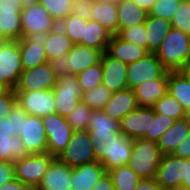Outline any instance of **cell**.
<instances>
[{
	"mask_svg": "<svg viewBox=\"0 0 190 190\" xmlns=\"http://www.w3.org/2000/svg\"><path fill=\"white\" fill-rule=\"evenodd\" d=\"M96 161L100 162L106 172L113 168L127 165L132 153L133 140L122 133L112 136L97 137L93 140Z\"/></svg>",
	"mask_w": 190,
	"mask_h": 190,
	"instance_id": "cell-1",
	"label": "cell"
},
{
	"mask_svg": "<svg viewBox=\"0 0 190 190\" xmlns=\"http://www.w3.org/2000/svg\"><path fill=\"white\" fill-rule=\"evenodd\" d=\"M155 54L168 71H180L190 62L189 34L172 27Z\"/></svg>",
	"mask_w": 190,
	"mask_h": 190,
	"instance_id": "cell-2",
	"label": "cell"
},
{
	"mask_svg": "<svg viewBox=\"0 0 190 190\" xmlns=\"http://www.w3.org/2000/svg\"><path fill=\"white\" fill-rule=\"evenodd\" d=\"M162 153L157 142L138 138L133 140L128 166L140 179L154 178Z\"/></svg>",
	"mask_w": 190,
	"mask_h": 190,
	"instance_id": "cell-3",
	"label": "cell"
},
{
	"mask_svg": "<svg viewBox=\"0 0 190 190\" xmlns=\"http://www.w3.org/2000/svg\"><path fill=\"white\" fill-rule=\"evenodd\" d=\"M92 142L88 130L74 131L68 145L57 158L70 167L95 162V148Z\"/></svg>",
	"mask_w": 190,
	"mask_h": 190,
	"instance_id": "cell-4",
	"label": "cell"
},
{
	"mask_svg": "<svg viewBox=\"0 0 190 190\" xmlns=\"http://www.w3.org/2000/svg\"><path fill=\"white\" fill-rule=\"evenodd\" d=\"M56 157L49 152L29 154L28 156L14 161L15 178L26 185L37 188L51 162Z\"/></svg>",
	"mask_w": 190,
	"mask_h": 190,
	"instance_id": "cell-5",
	"label": "cell"
},
{
	"mask_svg": "<svg viewBox=\"0 0 190 190\" xmlns=\"http://www.w3.org/2000/svg\"><path fill=\"white\" fill-rule=\"evenodd\" d=\"M57 26L58 22L40 3L26 6L21 12L22 37H43Z\"/></svg>",
	"mask_w": 190,
	"mask_h": 190,
	"instance_id": "cell-6",
	"label": "cell"
},
{
	"mask_svg": "<svg viewBox=\"0 0 190 190\" xmlns=\"http://www.w3.org/2000/svg\"><path fill=\"white\" fill-rule=\"evenodd\" d=\"M42 121L47 135V152L57 157L68 145L74 129L66 117L58 113L43 116Z\"/></svg>",
	"mask_w": 190,
	"mask_h": 190,
	"instance_id": "cell-7",
	"label": "cell"
},
{
	"mask_svg": "<svg viewBox=\"0 0 190 190\" xmlns=\"http://www.w3.org/2000/svg\"><path fill=\"white\" fill-rule=\"evenodd\" d=\"M82 94L76 75L58 78L53 88L55 112L67 117L81 101Z\"/></svg>",
	"mask_w": 190,
	"mask_h": 190,
	"instance_id": "cell-8",
	"label": "cell"
},
{
	"mask_svg": "<svg viewBox=\"0 0 190 190\" xmlns=\"http://www.w3.org/2000/svg\"><path fill=\"white\" fill-rule=\"evenodd\" d=\"M168 70L155 53H148L138 61L127 65V86L134 89L145 81L161 78Z\"/></svg>",
	"mask_w": 190,
	"mask_h": 190,
	"instance_id": "cell-9",
	"label": "cell"
},
{
	"mask_svg": "<svg viewBox=\"0 0 190 190\" xmlns=\"http://www.w3.org/2000/svg\"><path fill=\"white\" fill-rule=\"evenodd\" d=\"M23 68L18 41H7L0 45V83L15 89Z\"/></svg>",
	"mask_w": 190,
	"mask_h": 190,
	"instance_id": "cell-10",
	"label": "cell"
},
{
	"mask_svg": "<svg viewBox=\"0 0 190 190\" xmlns=\"http://www.w3.org/2000/svg\"><path fill=\"white\" fill-rule=\"evenodd\" d=\"M154 178L160 188L179 190L185 178V158L162 155Z\"/></svg>",
	"mask_w": 190,
	"mask_h": 190,
	"instance_id": "cell-11",
	"label": "cell"
},
{
	"mask_svg": "<svg viewBox=\"0 0 190 190\" xmlns=\"http://www.w3.org/2000/svg\"><path fill=\"white\" fill-rule=\"evenodd\" d=\"M57 79L47 61L31 69L23 70L15 91L51 90L55 87Z\"/></svg>",
	"mask_w": 190,
	"mask_h": 190,
	"instance_id": "cell-12",
	"label": "cell"
},
{
	"mask_svg": "<svg viewBox=\"0 0 190 190\" xmlns=\"http://www.w3.org/2000/svg\"><path fill=\"white\" fill-rule=\"evenodd\" d=\"M15 92L17 104L22 107L28 115L43 117L56 113L53 89Z\"/></svg>",
	"mask_w": 190,
	"mask_h": 190,
	"instance_id": "cell-13",
	"label": "cell"
},
{
	"mask_svg": "<svg viewBox=\"0 0 190 190\" xmlns=\"http://www.w3.org/2000/svg\"><path fill=\"white\" fill-rule=\"evenodd\" d=\"M19 137L29 154L47 152V135L42 117L27 114Z\"/></svg>",
	"mask_w": 190,
	"mask_h": 190,
	"instance_id": "cell-14",
	"label": "cell"
},
{
	"mask_svg": "<svg viewBox=\"0 0 190 190\" xmlns=\"http://www.w3.org/2000/svg\"><path fill=\"white\" fill-rule=\"evenodd\" d=\"M153 107H137L119 122L120 131L132 140L143 138L150 133L151 119H154Z\"/></svg>",
	"mask_w": 190,
	"mask_h": 190,
	"instance_id": "cell-15",
	"label": "cell"
},
{
	"mask_svg": "<svg viewBox=\"0 0 190 190\" xmlns=\"http://www.w3.org/2000/svg\"><path fill=\"white\" fill-rule=\"evenodd\" d=\"M101 64L103 70L102 84L112 92L128 88L127 86V64L114 59L106 52L102 54Z\"/></svg>",
	"mask_w": 190,
	"mask_h": 190,
	"instance_id": "cell-16",
	"label": "cell"
},
{
	"mask_svg": "<svg viewBox=\"0 0 190 190\" xmlns=\"http://www.w3.org/2000/svg\"><path fill=\"white\" fill-rule=\"evenodd\" d=\"M72 167L57 157L51 162L37 190H72Z\"/></svg>",
	"mask_w": 190,
	"mask_h": 190,
	"instance_id": "cell-17",
	"label": "cell"
},
{
	"mask_svg": "<svg viewBox=\"0 0 190 190\" xmlns=\"http://www.w3.org/2000/svg\"><path fill=\"white\" fill-rule=\"evenodd\" d=\"M167 86L168 71L161 78L145 81L134 88L138 107H153L167 93Z\"/></svg>",
	"mask_w": 190,
	"mask_h": 190,
	"instance_id": "cell-18",
	"label": "cell"
},
{
	"mask_svg": "<svg viewBox=\"0 0 190 190\" xmlns=\"http://www.w3.org/2000/svg\"><path fill=\"white\" fill-rule=\"evenodd\" d=\"M138 107L133 89L126 88L113 92L102 111L110 118L120 122L123 117Z\"/></svg>",
	"mask_w": 190,
	"mask_h": 190,
	"instance_id": "cell-19",
	"label": "cell"
},
{
	"mask_svg": "<svg viewBox=\"0 0 190 190\" xmlns=\"http://www.w3.org/2000/svg\"><path fill=\"white\" fill-rule=\"evenodd\" d=\"M105 173V168L98 161L72 167V190H92Z\"/></svg>",
	"mask_w": 190,
	"mask_h": 190,
	"instance_id": "cell-20",
	"label": "cell"
},
{
	"mask_svg": "<svg viewBox=\"0 0 190 190\" xmlns=\"http://www.w3.org/2000/svg\"><path fill=\"white\" fill-rule=\"evenodd\" d=\"M18 43L23 70L31 69L48 61L41 37H22Z\"/></svg>",
	"mask_w": 190,
	"mask_h": 190,
	"instance_id": "cell-21",
	"label": "cell"
},
{
	"mask_svg": "<svg viewBox=\"0 0 190 190\" xmlns=\"http://www.w3.org/2000/svg\"><path fill=\"white\" fill-rule=\"evenodd\" d=\"M106 53L124 64H131L146 56L149 51L137 44L128 43L113 35L107 45Z\"/></svg>",
	"mask_w": 190,
	"mask_h": 190,
	"instance_id": "cell-22",
	"label": "cell"
},
{
	"mask_svg": "<svg viewBox=\"0 0 190 190\" xmlns=\"http://www.w3.org/2000/svg\"><path fill=\"white\" fill-rule=\"evenodd\" d=\"M102 54L100 50L74 44L72 49L68 52V65L71 75H78L81 71L99 63Z\"/></svg>",
	"mask_w": 190,
	"mask_h": 190,
	"instance_id": "cell-23",
	"label": "cell"
},
{
	"mask_svg": "<svg viewBox=\"0 0 190 190\" xmlns=\"http://www.w3.org/2000/svg\"><path fill=\"white\" fill-rule=\"evenodd\" d=\"M190 131V124L186 118L175 120L174 124L158 139L162 155L173 154L179 144L186 138Z\"/></svg>",
	"mask_w": 190,
	"mask_h": 190,
	"instance_id": "cell-24",
	"label": "cell"
},
{
	"mask_svg": "<svg viewBox=\"0 0 190 190\" xmlns=\"http://www.w3.org/2000/svg\"><path fill=\"white\" fill-rule=\"evenodd\" d=\"M118 33L123 28H131L146 22L148 12L133 0H121L117 4Z\"/></svg>",
	"mask_w": 190,
	"mask_h": 190,
	"instance_id": "cell-25",
	"label": "cell"
},
{
	"mask_svg": "<svg viewBox=\"0 0 190 190\" xmlns=\"http://www.w3.org/2000/svg\"><path fill=\"white\" fill-rule=\"evenodd\" d=\"M41 38L48 61L58 56H62L63 54H67L74 45L71 39L59 26Z\"/></svg>",
	"mask_w": 190,
	"mask_h": 190,
	"instance_id": "cell-26",
	"label": "cell"
},
{
	"mask_svg": "<svg viewBox=\"0 0 190 190\" xmlns=\"http://www.w3.org/2000/svg\"><path fill=\"white\" fill-rule=\"evenodd\" d=\"M172 24L169 20L148 15L145 22L147 50L155 53L162 40L169 33Z\"/></svg>",
	"mask_w": 190,
	"mask_h": 190,
	"instance_id": "cell-27",
	"label": "cell"
},
{
	"mask_svg": "<svg viewBox=\"0 0 190 190\" xmlns=\"http://www.w3.org/2000/svg\"><path fill=\"white\" fill-rule=\"evenodd\" d=\"M112 36L113 34L108 29L90 19L84 25V37L79 45L91 47L104 53Z\"/></svg>",
	"mask_w": 190,
	"mask_h": 190,
	"instance_id": "cell-28",
	"label": "cell"
},
{
	"mask_svg": "<svg viewBox=\"0 0 190 190\" xmlns=\"http://www.w3.org/2000/svg\"><path fill=\"white\" fill-rule=\"evenodd\" d=\"M93 140L97 137L112 136V133H121L119 122L108 117L102 110H93L87 129Z\"/></svg>",
	"mask_w": 190,
	"mask_h": 190,
	"instance_id": "cell-29",
	"label": "cell"
},
{
	"mask_svg": "<svg viewBox=\"0 0 190 190\" xmlns=\"http://www.w3.org/2000/svg\"><path fill=\"white\" fill-rule=\"evenodd\" d=\"M167 93L176 98L185 112L190 110V82L180 71H168Z\"/></svg>",
	"mask_w": 190,
	"mask_h": 190,
	"instance_id": "cell-30",
	"label": "cell"
},
{
	"mask_svg": "<svg viewBox=\"0 0 190 190\" xmlns=\"http://www.w3.org/2000/svg\"><path fill=\"white\" fill-rule=\"evenodd\" d=\"M91 20L98 22L113 35L118 34L117 4L93 3Z\"/></svg>",
	"mask_w": 190,
	"mask_h": 190,
	"instance_id": "cell-31",
	"label": "cell"
},
{
	"mask_svg": "<svg viewBox=\"0 0 190 190\" xmlns=\"http://www.w3.org/2000/svg\"><path fill=\"white\" fill-rule=\"evenodd\" d=\"M28 155L29 153L23 146V142L19 136L0 135V161L13 163Z\"/></svg>",
	"mask_w": 190,
	"mask_h": 190,
	"instance_id": "cell-32",
	"label": "cell"
},
{
	"mask_svg": "<svg viewBox=\"0 0 190 190\" xmlns=\"http://www.w3.org/2000/svg\"><path fill=\"white\" fill-rule=\"evenodd\" d=\"M21 12L0 11V29L9 41H18L22 38Z\"/></svg>",
	"mask_w": 190,
	"mask_h": 190,
	"instance_id": "cell-33",
	"label": "cell"
},
{
	"mask_svg": "<svg viewBox=\"0 0 190 190\" xmlns=\"http://www.w3.org/2000/svg\"><path fill=\"white\" fill-rule=\"evenodd\" d=\"M108 173L112 178L115 190H133L140 180L128 165L113 168Z\"/></svg>",
	"mask_w": 190,
	"mask_h": 190,
	"instance_id": "cell-34",
	"label": "cell"
},
{
	"mask_svg": "<svg viewBox=\"0 0 190 190\" xmlns=\"http://www.w3.org/2000/svg\"><path fill=\"white\" fill-rule=\"evenodd\" d=\"M112 93L107 87L100 84L91 90L85 91L82 94L81 101L92 110H102L110 100Z\"/></svg>",
	"mask_w": 190,
	"mask_h": 190,
	"instance_id": "cell-35",
	"label": "cell"
},
{
	"mask_svg": "<svg viewBox=\"0 0 190 190\" xmlns=\"http://www.w3.org/2000/svg\"><path fill=\"white\" fill-rule=\"evenodd\" d=\"M87 20L70 13L65 19L58 23V26L66 33L74 44H80L84 37V25Z\"/></svg>",
	"mask_w": 190,
	"mask_h": 190,
	"instance_id": "cell-36",
	"label": "cell"
},
{
	"mask_svg": "<svg viewBox=\"0 0 190 190\" xmlns=\"http://www.w3.org/2000/svg\"><path fill=\"white\" fill-rule=\"evenodd\" d=\"M153 108L155 113L164 114L175 120L185 118L186 115L182 105L169 93H166L159 101H157Z\"/></svg>",
	"mask_w": 190,
	"mask_h": 190,
	"instance_id": "cell-37",
	"label": "cell"
},
{
	"mask_svg": "<svg viewBox=\"0 0 190 190\" xmlns=\"http://www.w3.org/2000/svg\"><path fill=\"white\" fill-rule=\"evenodd\" d=\"M76 77L83 93L102 84L103 70L101 61L81 71Z\"/></svg>",
	"mask_w": 190,
	"mask_h": 190,
	"instance_id": "cell-38",
	"label": "cell"
},
{
	"mask_svg": "<svg viewBox=\"0 0 190 190\" xmlns=\"http://www.w3.org/2000/svg\"><path fill=\"white\" fill-rule=\"evenodd\" d=\"M92 111L91 108L80 101L66 117V120L74 131L87 130L92 117Z\"/></svg>",
	"mask_w": 190,
	"mask_h": 190,
	"instance_id": "cell-39",
	"label": "cell"
},
{
	"mask_svg": "<svg viewBox=\"0 0 190 190\" xmlns=\"http://www.w3.org/2000/svg\"><path fill=\"white\" fill-rule=\"evenodd\" d=\"M39 3L59 23L71 13L73 0H40Z\"/></svg>",
	"mask_w": 190,
	"mask_h": 190,
	"instance_id": "cell-40",
	"label": "cell"
},
{
	"mask_svg": "<svg viewBox=\"0 0 190 190\" xmlns=\"http://www.w3.org/2000/svg\"><path fill=\"white\" fill-rule=\"evenodd\" d=\"M174 122L175 119L169 116L155 113L154 119H151L150 133H146L143 138L157 142L161 135L168 130Z\"/></svg>",
	"mask_w": 190,
	"mask_h": 190,
	"instance_id": "cell-41",
	"label": "cell"
},
{
	"mask_svg": "<svg viewBox=\"0 0 190 190\" xmlns=\"http://www.w3.org/2000/svg\"><path fill=\"white\" fill-rule=\"evenodd\" d=\"M182 0H156L148 15L171 21Z\"/></svg>",
	"mask_w": 190,
	"mask_h": 190,
	"instance_id": "cell-42",
	"label": "cell"
},
{
	"mask_svg": "<svg viewBox=\"0 0 190 190\" xmlns=\"http://www.w3.org/2000/svg\"><path fill=\"white\" fill-rule=\"evenodd\" d=\"M117 36L123 41L137 44L147 49L145 23L131 28H123Z\"/></svg>",
	"mask_w": 190,
	"mask_h": 190,
	"instance_id": "cell-43",
	"label": "cell"
},
{
	"mask_svg": "<svg viewBox=\"0 0 190 190\" xmlns=\"http://www.w3.org/2000/svg\"><path fill=\"white\" fill-rule=\"evenodd\" d=\"M172 27L190 34V5L187 0H182L172 20Z\"/></svg>",
	"mask_w": 190,
	"mask_h": 190,
	"instance_id": "cell-44",
	"label": "cell"
},
{
	"mask_svg": "<svg viewBox=\"0 0 190 190\" xmlns=\"http://www.w3.org/2000/svg\"><path fill=\"white\" fill-rule=\"evenodd\" d=\"M17 105L15 89H8L0 95V117L9 116L11 110Z\"/></svg>",
	"mask_w": 190,
	"mask_h": 190,
	"instance_id": "cell-45",
	"label": "cell"
},
{
	"mask_svg": "<svg viewBox=\"0 0 190 190\" xmlns=\"http://www.w3.org/2000/svg\"><path fill=\"white\" fill-rule=\"evenodd\" d=\"M92 7V0H73L71 13L84 20H90Z\"/></svg>",
	"mask_w": 190,
	"mask_h": 190,
	"instance_id": "cell-46",
	"label": "cell"
},
{
	"mask_svg": "<svg viewBox=\"0 0 190 190\" xmlns=\"http://www.w3.org/2000/svg\"><path fill=\"white\" fill-rule=\"evenodd\" d=\"M48 62L58 78L71 75L68 65L69 64L68 53L53 58Z\"/></svg>",
	"mask_w": 190,
	"mask_h": 190,
	"instance_id": "cell-47",
	"label": "cell"
},
{
	"mask_svg": "<svg viewBox=\"0 0 190 190\" xmlns=\"http://www.w3.org/2000/svg\"><path fill=\"white\" fill-rule=\"evenodd\" d=\"M26 117L27 113L18 104L9 113V118H12V130L14 131L16 136H19L22 130L23 121L26 120Z\"/></svg>",
	"mask_w": 190,
	"mask_h": 190,
	"instance_id": "cell-48",
	"label": "cell"
},
{
	"mask_svg": "<svg viewBox=\"0 0 190 190\" xmlns=\"http://www.w3.org/2000/svg\"><path fill=\"white\" fill-rule=\"evenodd\" d=\"M15 179L14 163L0 161V186Z\"/></svg>",
	"mask_w": 190,
	"mask_h": 190,
	"instance_id": "cell-49",
	"label": "cell"
},
{
	"mask_svg": "<svg viewBox=\"0 0 190 190\" xmlns=\"http://www.w3.org/2000/svg\"><path fill=\"white\" fill-rule=\"evenodd\" d=\"M173 155L185 159L190 158V131L186 138L176 148Z\"/></svg>",
	"mask_w": 190,
	"mask_h": 190,
	"instance_id": "cell-50",
	"label": "cell"
},
{
	"mask_svg": "<svg viewBox=\"0 0 190 190\" xmlns=\"http://www.w3.org/2000/svg\"><path fill=\"white\" fill-rule=\"evenodd\" d=\"M0 190H37V188L26 185L15 178L14 180L1 185Z\"/></svg>",
	"mask_w": 190,
	"mask_h": 190,
	"instance_id": "cell-51",
	"label": "cell"
},
{
	"mask_svg": "<svg viewBox=\"0 0 190 190\" xmlns=\"http://www.w3.org/2000/svg\"><path fill=\"white\" fill-rule=\"evenodd\" d=\"M21 0H0V11H23Z\"/></svg>",
	"mask_w": 190,
	"mask_h": 190,
	"instance_id": "cell-52",
	"label": "cell"
},
{
	"mask_svg": "<svg viewBox=\"0 0 190 190\" xmlns=\"http://www.w3.org/2000/svg\"><path fill=\"white\" fill-rule=\"evenodd\" d=\"M92 190H115L112 178L108 172L101 176Z\"/></svg>",
	"mask_w": 190,
	"mask_h": 190,
	"instance_id": "cell-53",
	"label": "cell"
},
{
	"mask_svg": "<svg viewBox=\"0 0 190 190\" xmlns=\"http://www.w3.org/2000/svg\"><path fill=\"white\" fill-rule=\"evenodd\" d=\"M12 129V118H9V116L0 117V135L14 136L15 133Z\"/></svg>",
	"mask_w": 190,
	"mask_h": 190,
	"instance_id": "cell-54",
	"label": "cell"
},
{
	"mask_svg": "<svg viewBox=\"0 0 190 190\" xmlns=\"http://www.w3.org/2000/svg\"><path fill=\"white\" fill-rule=\"evenodd\" d=\"M159 184L155 178L140 179L133 190H159Z\"/></svg>",
	"mask_w": 190,
	"mask_h": 190,
	"instance_id": "cell-55",
	"label": "cell"
},
{
	"mask_svg": "<svg viewBox=\"0 0 190 190\" xmlns=\"http://www.w3.org/2000/svg\"><path fill=\"white\" fill-rule=\"evenodd\" d=\"M180 189L190 190V158L185 159V178Z\"/></svg>",
	"mask_w": 190,
	"mask_h": 190,
	"instance_id": "cell-56",
	"label": "cell"
},
{
	"mask_svg": "<svg viewBox=\"0 0 190 190\" xmlns=\"http://www.w3.org/2000/svg\"><path fill=\"white\" fill-rule=\"evenodd\" d=\"M133 1L148 13L151 10L154 3L156 2V0H133Z\"/></svg>",
	"mask_w": 190,
	"mask_h": 190,
	"instance_id": "cell-57",
	"label": "cell"
},
{
	"mask_svg": "<svg viewBox=\"0 0 190 190\" xmlns=\"http://www.w3.org/2000/svg\"><path fill=\"white\" fill-rule=\"evenodd\" d=\"M180 72L190 82V62L183 69H181Z\"/></svg>",
	"mask_w": 190,
	"mask_h": 190,
	"instance_id": "cell-58",
	"label": "cell"
},
{
	"mask_svg": "<svg viewBox=\"0 0 190 190\" xmlns=\"http://www.w3.org/2000/svg\"><path fill=\"white\" fill-rule=\"evenodd\" d=\"M23 7L30 6L35 3H39L40 0H21Z\"/></svg>",
	"mask_w": 190,
	"mask_h": 190,
	"instance_id": "cell-59",
	"label": "cell"
},
{
	"mask_svg": "<svg viewBox=\"0 0 190 190\" xmlns=\"http://www.w3.org/2000/svg\"><path fill=\"white\" fill-rule=\"evenodd\" d=\"M121 0H92L93 3H114L118 4Z\"/></svg>",
	"mask_w": 190,
	"mask_h": 190,
	"instance_id": "cell-60",
	"label": "cell"
},
{
	"mask_svg": "<svg viewBox=\"0 0 190 190\" xmlns=\"http://www.w3.org/2000/svg\"><path fill=\"white\" fill-rule=\"evenodd\" d=\"M9 88L4 85L3 83H0V95L4 94Z\"/></svg>",
	"mask_w": 190,
	"mask_h": 190,
	"instance_id": "cell-61",
	"label": "cell"
},
{
	"mask_svg": "<svg viewBox=\"0 0 190 190\" xmlns=\"http://www.w3.org/2000/svg\"><path fill=\"white\" fill-rule=\"evenodd\" d=\"M8 40L4 37L3 33L1 32L0 29V45L3 44L4 42H7Z\"/></svg>",
	"mask_w": 190,
	"mask_h": 190,
	"instance_id": "cell-62",
	"label": "cell"
},
{
	"mask_svg": "<svg viewBox=\"0 0 190 190\" xmlns=\"http://www.w3.org/2000/svg\"><path fill=\"white\" fill-rule=\"evenodd\" d=\"M185 118L190 124V110L186 112Z\"/></svg>",
	"mask_w": 190,
	"mask_h": 190,
	"instance_id": "cell-63",
	"label": "cell"
},
{
	"mask_svg": "<svg viewBox=\"0 0 190 190\" xmlns=\"http://www.w3.org/2000/svg\"><path fill=\"white\" fill-rule=\"evenodd\" d=\"M159 190H177V189H163V188H160Z\"/></svg>",
	"mask_w": 190,
	"mask_h": 190,
	"instance_id": "cell-64",
	"label": "cell"
}]
</instances>
